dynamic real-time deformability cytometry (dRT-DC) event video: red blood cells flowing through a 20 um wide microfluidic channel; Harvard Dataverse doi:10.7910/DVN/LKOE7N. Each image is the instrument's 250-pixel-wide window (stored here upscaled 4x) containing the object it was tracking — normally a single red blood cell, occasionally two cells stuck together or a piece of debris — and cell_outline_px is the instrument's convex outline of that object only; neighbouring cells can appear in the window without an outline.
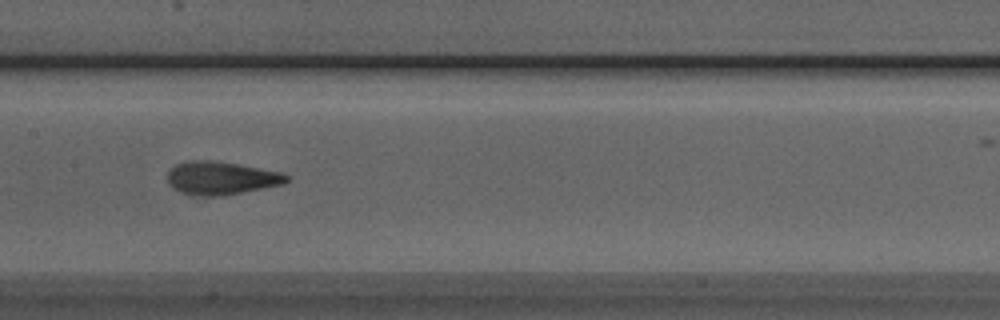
{"species": "Egyptian fruit bat (a non-hibernating species)", "species_latin": "Rousettus aegyptiacus", "temperature_condition": "room temperature", "stored_images_in_passage": 36, "camera_frame_rate_fps": 3000, "um_per_image_px": 0.085, "animal": {"sex": "male"}, "frame": {"image": 1, "passage_image": 11, "time_ms": 3.333, "image_size_px": [1000, 320], "cell_outline_px": [[292, 176], [284, 184], [224, 196], [192, 196], [180, 192], [172, 188], [168, 184], [168, 172], [176, 164], [188, 160], [212, 160], [284, 172]], "centroid_in_image_um": [18.81, 15.15], "position_along_channel_um": 188.6, "area_um2": 23.35}, "authors_computed_cell_mechanics": {"area_um2": 22.1085, "velocity_mm_per_s": 4.0129, "shape_relaxation_time_tau1_ms": 4.0637, "shape_relaxation_time_tau2_ms": 1.0887, "deformation_change_tau1": 0.159, "deformation_change_tau2": 0.076}}